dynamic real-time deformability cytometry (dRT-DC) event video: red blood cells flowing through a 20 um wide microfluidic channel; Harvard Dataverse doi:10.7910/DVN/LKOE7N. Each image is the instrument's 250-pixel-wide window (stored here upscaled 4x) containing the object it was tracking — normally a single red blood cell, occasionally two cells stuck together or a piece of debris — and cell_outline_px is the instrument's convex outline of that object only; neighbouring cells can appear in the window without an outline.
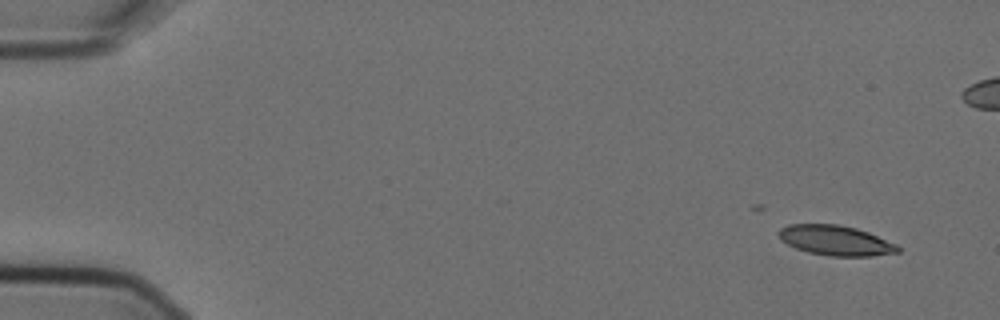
{"species": "Egyptian fruit bat (a non-hibernating species)", "species_latin": "Rousettus aegyptiacus", "temperature_condition": "cold", "stored_images_in_passage": 5, "camera_frame_rate_fps": 3000, "um_per_image_px": 0.085, "animal": {"sex": "female"}, "frame": {"image": 1, "passage_image": 1, "time_ms": 0.0, "image_size_px": [1000, 320], "cell_outline_px": [[900, 252], [872, 256], [828, 256], [808, 252], [796, 248], [780, 240], [776, 232], [780, 228], [788, 224], [836, 224], [856, 228], [868, 232], [896, 244], [900, 248]], "centroid_in_image_um": [70.99, 20.43], "position_along_channel_um": 14.0, "area_um2": 20.92}}